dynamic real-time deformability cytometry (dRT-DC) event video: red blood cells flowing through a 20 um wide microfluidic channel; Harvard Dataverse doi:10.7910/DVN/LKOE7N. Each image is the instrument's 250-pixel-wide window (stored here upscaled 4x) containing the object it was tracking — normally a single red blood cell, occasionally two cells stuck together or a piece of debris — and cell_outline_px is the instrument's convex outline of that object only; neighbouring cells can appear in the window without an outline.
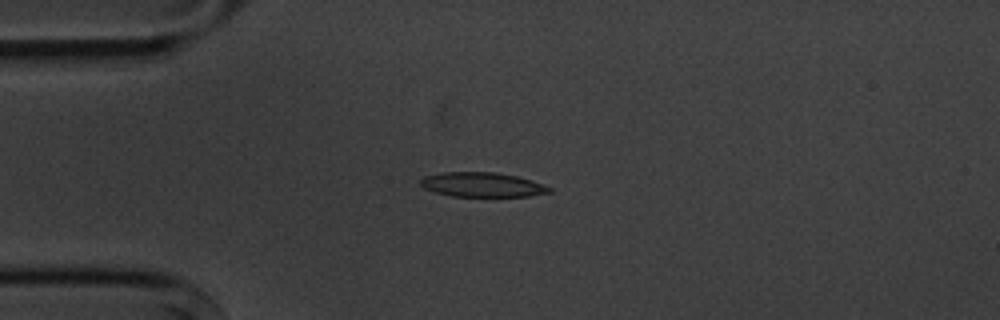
{"species": "common noctule bat (a hibernating species)", "species_latin": "Nyctalus noctula", "temperature_condition": "cold", "stored_images_in_passage": 5, "camera_frame_rate_fps": 3000, "um_per_image_px": 0.085, "animal": {"sex": "male", "body_mass_g": 20.1, "forearm_length_mm": 53.5}, "frame": {"image": 1, "passage_image": 2, "time_ms": 1.0, "image_size_px": [1000, 320], "cell_outline_px": [[552, 192], [528, 196], [452, 196], [436, 192], [424, 188], [420, 184], [420, 180], [424, 176], [444, 172], [496, 172], [516, 176], [552, 188]], "centroid_in_image_um": [40.96, 15.69], "position_along_channel_um": 44.0, "area_um2": 18.15}}
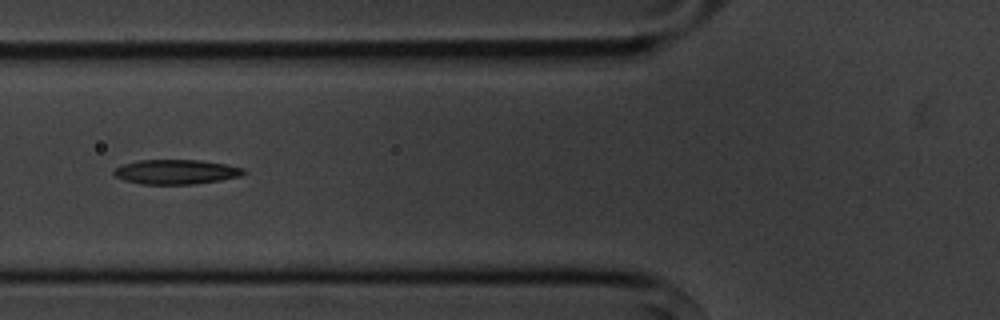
{"frame": {"image": 2, "passage_image": 4, "time_ms": 3.333, "image_size_px": [1000, 320], "cell_outline_px": [[248, 172], [240, 176], [220, 180], [192, 184], [140, 184], [124, 180], [116, 176], [112, 172], [116, 168], [124, 164], [136, 160], [200, 160], [224, 164], [244, 168]], "centroid_in_image_um": [14.97, 14.61], "position_along_channel_um": 110.8, "area_um2": 18.55}}
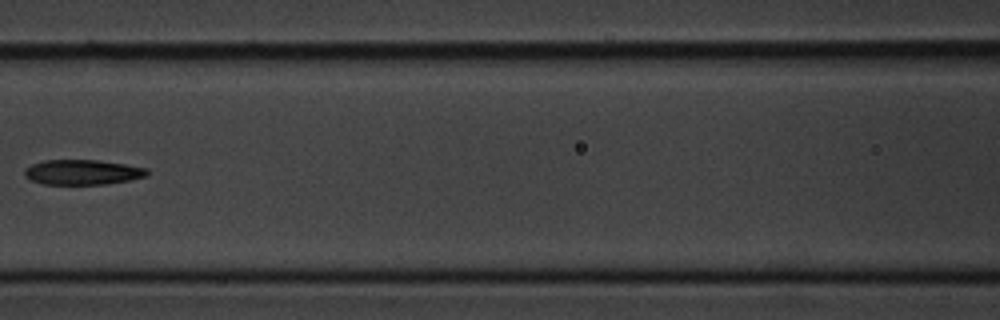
{"frame": {"image": 3, "passage_image": 5, "time_ms": 4.667, "image_size_px": [1000, 320], "cell_outline_px": [[148, 176], [108, 184], [44, 184], [32, 180], [24, 176], [24, 168], [32, 164], [44, 160], [96, 160], [124, 164], [148, 168]], "centroid_in_image_um": [7.01, 14.63], "position_along_channel_um": 159.6, "area_um2": 17.86}}